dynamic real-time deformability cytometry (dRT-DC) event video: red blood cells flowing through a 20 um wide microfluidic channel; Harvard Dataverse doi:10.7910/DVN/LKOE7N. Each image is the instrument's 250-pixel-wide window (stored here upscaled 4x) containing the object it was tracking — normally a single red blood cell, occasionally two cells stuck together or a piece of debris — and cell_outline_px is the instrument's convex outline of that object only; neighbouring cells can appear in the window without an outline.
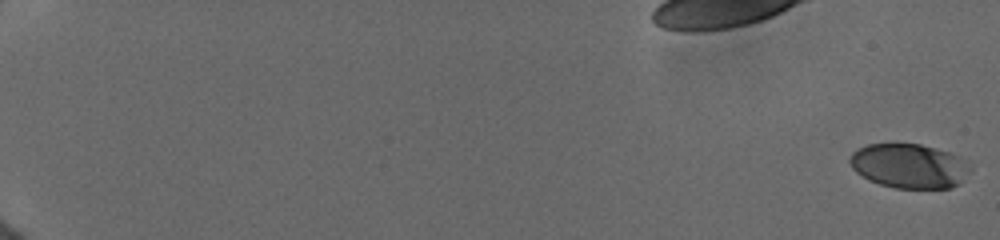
{"species": "human", "species_latin": "Homo sapiens", "temperature_condition": "cold", "stored_images_in_passage": 46, "camera_frame_rate_fps": 3000, "um_per_image_px": 0.085, "donor": {"sex": "female"}, "frame": {"image": 1, "passage_image": 1, "time_ms": 0.0, "image_size_px": [1000, 240], "cell_outline_px": [[960, 184], [952, 188], [896, 188], [880, 184], [868, 180], [856, 172], [852, 168], [848, 160], [852, 152], [856, 148], [868, 144], [920, 144], [948, 152], [956, 156], [960, 176]], "centroid_in_image_um": [77.03, 14.1], "position_along_channel_um": 8.0, "area_um2": 29.77}}
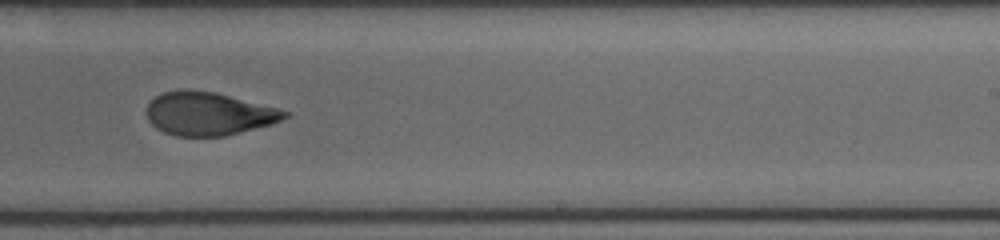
{"frame": {"image": 2, "passage_image": 30, "time_ms": 12.667, "image_size_px": [1000, 240], "cell_outline_px": [[292, 112], [288, 116], [272, 124], [224, 136], [176, 136], [164, 132], [156, 128], [148, 120], [144, 112], [148, 104], [160, 92], [180, 88], [192, 88], [216, 92], [280, 108]], "centroid_in_image_um": [17.71, 9.63], "position_along_channel_um": 271.3, "area_um2": 35.43}}
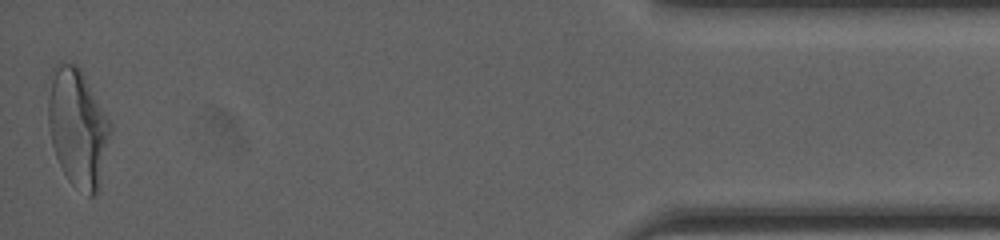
{"frame": {"image": 3, "passage_image": 46, "time_ms": 18.333, "image_size_px": [1000, 240], "cell_outline_px": [[112, 128], [100, 188], [96, 196], [88, 196], [72, 184], [68, 180], [56, 156], [52, 144], [48, 124], [44, 84], [52, 68], [60, 60], [76, 64], [84, 72], [112, 124]], "centroid_in_image_um": [6.57, 10.75], "position_along_channel_um": 428.6, "area_um2": 44.56}, "authors_computed_cell_mechanics": {"area_um2": 35.3736, "velocity_mm_per_s": 3.9355, "shape_relaxation_time_tau1_ms": 6.9203, "shape_relaxation_time_tau2_ms": 1.6684, "deformation_change_tau1": 0.2366, "deformation_change_tau2": 0.0674}}